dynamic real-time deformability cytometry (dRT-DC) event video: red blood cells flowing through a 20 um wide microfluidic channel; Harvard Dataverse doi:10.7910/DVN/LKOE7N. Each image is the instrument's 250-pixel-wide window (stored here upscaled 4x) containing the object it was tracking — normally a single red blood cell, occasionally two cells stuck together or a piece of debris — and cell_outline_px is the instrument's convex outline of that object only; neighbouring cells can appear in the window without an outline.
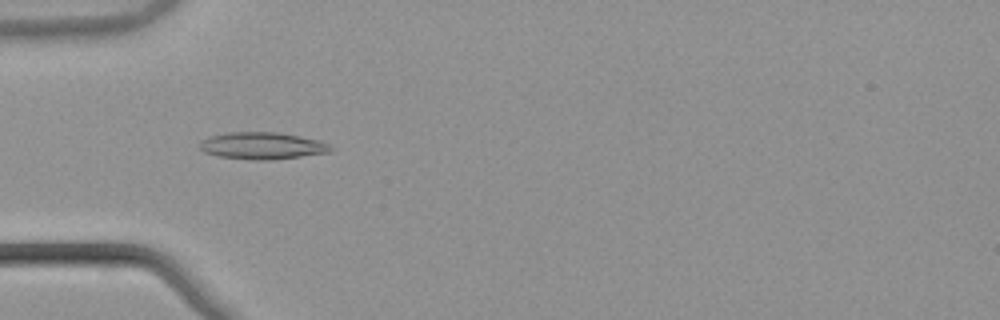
{"species": "common noctule bat (a hibernating species)", "species_latin": "Nyctalus noctula", "temperature_condition": "warm", "stored_images_in_passage": 47, "camera_frame_rate_fps": 3000, "um_per_image_px": 0.085, "animal": {"sex": "male", "body_mass_g": 21.5, "forearm_length_mm": 52.0}, "frame": {"image": 1, "passage_image": 11, "time_ms": 3.333, "image_size_px": [1000, 320], "cell_outline_px": [[332, 148], [328, 152], [272, 160], [252, 160], [216, 156], [204, 152], [200, 148], [200, 140], [212, 136], [232, 132], [276, 132], [300, 136], [316, 140], [328, 144]], "centroid_in_image_um": [22.24, 12.39], "position_along_channel_um": 62.8, "area_um2": 20.35}}
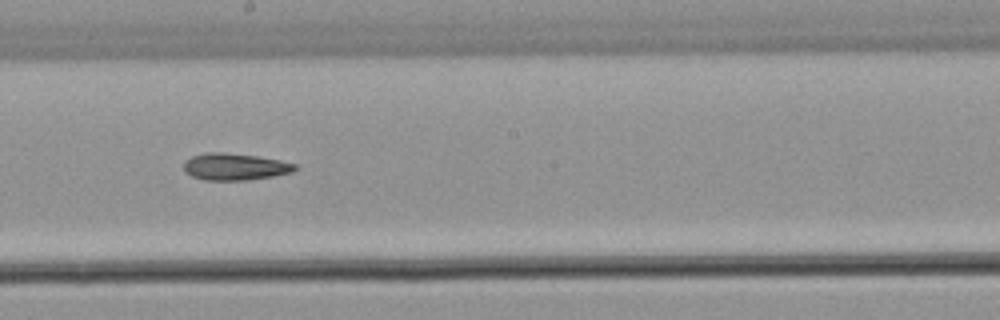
{"frame": {"image": 2, "passage_image": 24, "time_ms": 7.667, "image_size_px": [1000, 320], "cell_outline_px": [[300, 168], [292, 172], [272, 176], [248, 180], [204, 180], [192, 176], [184, 172], [184, 160], [192, 156], [208, 152], [224, 152], [256, 156], [280, 160], [296, 164]], "centroid_in_image_um": [19.96, 14.17], "position_along_channel_um": 228.2, "area_um2": 17.51}}
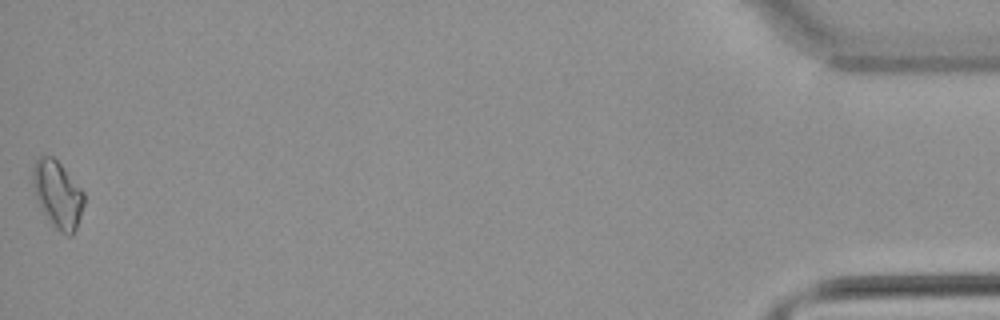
{"frame": {"image": 3, "passage_image": 47, "time_ms": 15.333, "image_size_px": [1000, 320], "cell_outline_px": [[84, 204], [76, 228], [72, 236], [68, 236], [60, 232], [48, 220], [40, 208], [32, 184], [32, 168], [36, 160], [40, 156], [52, 156], [60, 164], [84, 192]], "centroid_in_image_um": [4.89, 16.54], "position_along_channel_um": 430.3, "area_um2": 19.88}}